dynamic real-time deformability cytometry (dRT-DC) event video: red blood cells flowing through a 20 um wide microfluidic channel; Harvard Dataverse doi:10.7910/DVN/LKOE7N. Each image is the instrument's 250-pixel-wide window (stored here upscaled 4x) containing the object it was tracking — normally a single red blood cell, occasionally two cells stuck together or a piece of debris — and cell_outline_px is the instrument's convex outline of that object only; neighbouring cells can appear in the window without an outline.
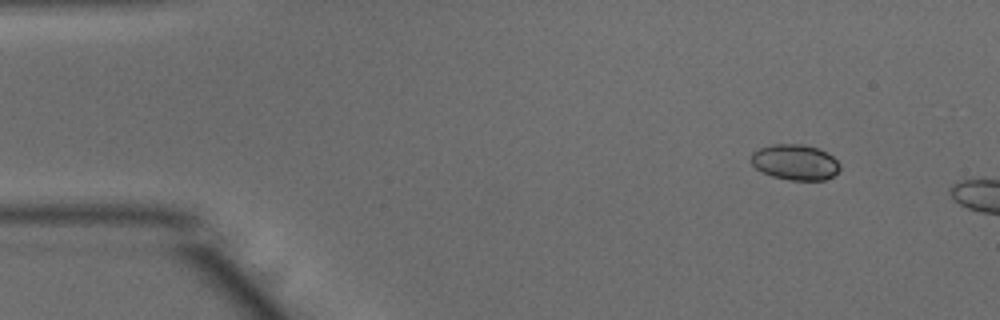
{"species": "common noctule bat (a hibernating species)", "species_latin": "Nyctalus noctula", "temperature_condition": "warm", "stored_images_in_passage": 5, "camera_frame_rate_fps": 3000, "um_per_image_px": 0.085, "animal": {"sex": "male", "body_mass_g": 15.6}, "frame": {"image": 1, "passage_image": 1, "time_ms": 0.0, "image_size_px": [1000, 320], "cell_outline_px": [[840, 168], [832, 176], [824, 180], [792, 180], [772, 176], [756, 168], [752, 164], [752, 152], [760, 148], [772, 144], [804, 144], [820, 148], [828, 152], [840, 164]], "centroid_in_image_um": [67.61, 13.77], "position_along_channel_um": 17.4, "area_um2": 18.38}}